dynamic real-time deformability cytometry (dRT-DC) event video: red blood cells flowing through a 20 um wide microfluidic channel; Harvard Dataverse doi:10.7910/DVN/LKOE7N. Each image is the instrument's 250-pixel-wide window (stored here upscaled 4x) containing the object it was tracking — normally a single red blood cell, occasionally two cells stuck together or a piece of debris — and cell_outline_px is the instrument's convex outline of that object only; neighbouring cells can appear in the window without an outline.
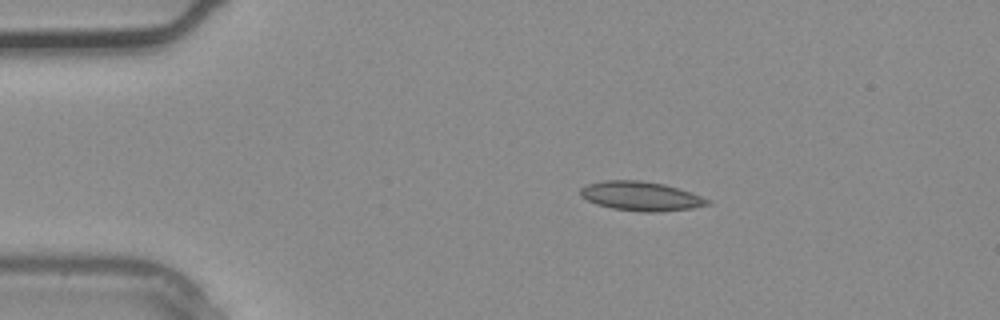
{"species": "common noctule bat (a hibernating species)", "species_latin": "Nyctalus noctula", "temperature_condition": "warm", "stored_images_in_passage": 2, "camera_frame_rate_fps": 3000, "um_per_image_px": 0.085, "animal": {"sex": "male", "body_mass_g": 20.4}, "frame": {"image": 1, "passage_image": 2, "time_ms": 0.333, "image_size_px": [1000, 320], "cell_outline_px": [[712, 204], [692, 208], [660, 212], [640, 212], [612, 208], [596, 204], [580, 196], [580, 188], [588, 184], [604, 180], [640, 180], [664, 184], [692, 192], [712, 200]], "centroid_in_image_um": [54.52, 16.67], "position_along_channel_um": 30.5, "area_um2": 21.85}}